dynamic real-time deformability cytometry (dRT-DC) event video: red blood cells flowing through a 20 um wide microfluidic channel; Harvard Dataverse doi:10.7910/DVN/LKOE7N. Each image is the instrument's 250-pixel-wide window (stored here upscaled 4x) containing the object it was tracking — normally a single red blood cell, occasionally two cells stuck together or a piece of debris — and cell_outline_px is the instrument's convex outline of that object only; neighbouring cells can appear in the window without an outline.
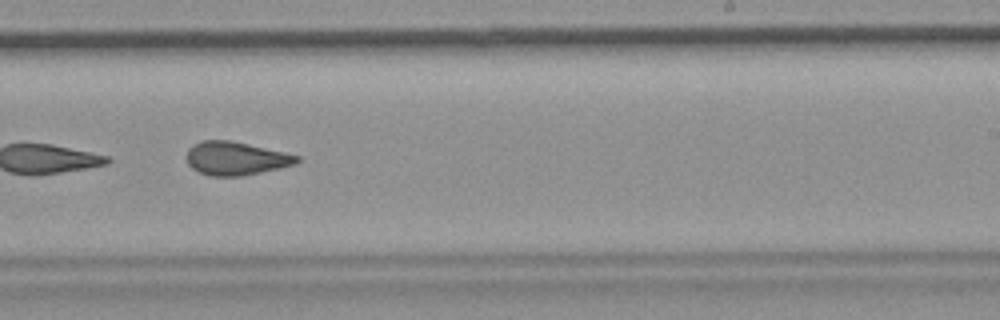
{"species": "common noctule bat (a hibernating species)", "species_latin": "Nyctalus noctula", "temperature_condition": "room temperature", "stored_images_in_passage": 11, "camera_frame_rate_fps": 3000, "um_per_image_px": 0.085, "animal": {"sex": "female", "body_mass_g": 19.9}, "frame": {"image": 1, "passage_image": 8, "time_ms": 2.333, "image_size_px": [1000, 320], "cell_outline_px": [[300, 160], [296, 164], [280, 168], [244, 176], [208, 176], [192, 168], [188, 164], [188, 148], [192, 144], [200, 140], [228, 140], [248, 144], [284, 152], [300, 156]], "centroid_in_image_um": [20.05, 13.47], "position_along_channel_um": 269.0, "area_um2": 21.5}}